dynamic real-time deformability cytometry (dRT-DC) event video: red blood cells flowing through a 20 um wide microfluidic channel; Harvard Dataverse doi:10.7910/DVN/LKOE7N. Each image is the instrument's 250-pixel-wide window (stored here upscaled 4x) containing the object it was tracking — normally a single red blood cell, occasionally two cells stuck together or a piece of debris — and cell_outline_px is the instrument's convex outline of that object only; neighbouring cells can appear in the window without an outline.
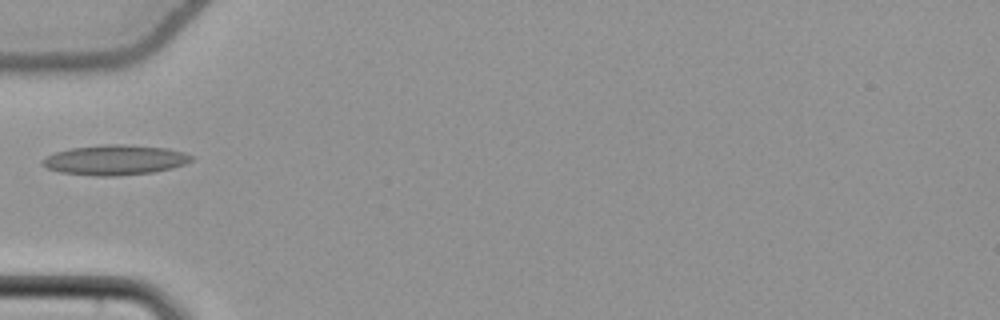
{"species": "common noctule bat (a hibernating species)", "species_latin": "Nyctalus noctula", "temperature_condition": "cold", "stored_images_in_passage": 36, "camera_frame_rate_fps": 3000, "um_per_image_px": 0.085, "animal": {"sex": "female", "body_mass_g": 22.7, "forearm_length_mm": 54.2}, "frame": {"image": 1, "passage_image": 1, "time_ms": 0.0, "image_size_px": [1000, 320], "cell_outline_px": [[192, 160], [184, 164], [172, 168], [152, 172], [116, 176], [92, 176], [60, 172], [48, 168], [40, 164], [40, 160], [56, 152], [72, 148], [100, 144], [120, 144], [168, 148], [184, 152], [192, 156]], "centroid_in_image_um": [9.75, 13.6], "position_along_channel_um": 75.2, "area_um2": 26.07}}
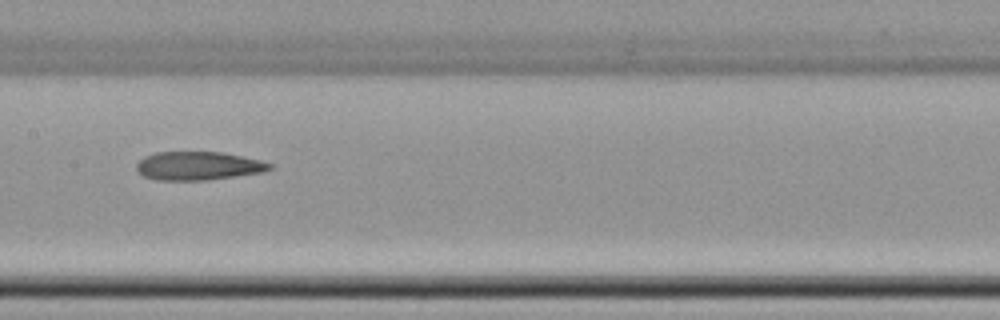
{"frame": {"image": 2, "passage_image": 10, "time_ms": 3.0, "image_size_px": [1000, 320], "cell_outline_px": [[272, 168], [264, 172], [208, 180], [156, 180], [144, 176], [136, 172], [136, 164], [144, 156], [156, 152], [220, 152], [260, 160], [272, 164]], "centroid_in_image_um": [16.82, 14.1], "position_along_channel_um": 190.6, "area_um2": 22.14}}
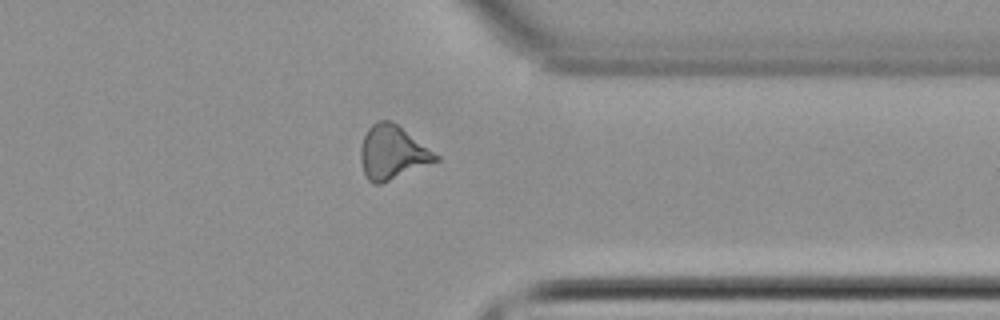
{"frame": {"image": 3, "passage_image": 25, "time_ms": 8.0, "image_size_px": [1000, 320], "cell_outline_px": [[440, 160], [380, 184], [372, 184], [368, 180], [364, 172], [360, 160], [360, 148], [364, 136], [368, 128], [372, 124], [380, 120], [392, 120], [440, 156]], "centroid_in_image_um": [33.35, 12.96], "position_along_channel_um": 378.1, "area_um2": 23.47}}